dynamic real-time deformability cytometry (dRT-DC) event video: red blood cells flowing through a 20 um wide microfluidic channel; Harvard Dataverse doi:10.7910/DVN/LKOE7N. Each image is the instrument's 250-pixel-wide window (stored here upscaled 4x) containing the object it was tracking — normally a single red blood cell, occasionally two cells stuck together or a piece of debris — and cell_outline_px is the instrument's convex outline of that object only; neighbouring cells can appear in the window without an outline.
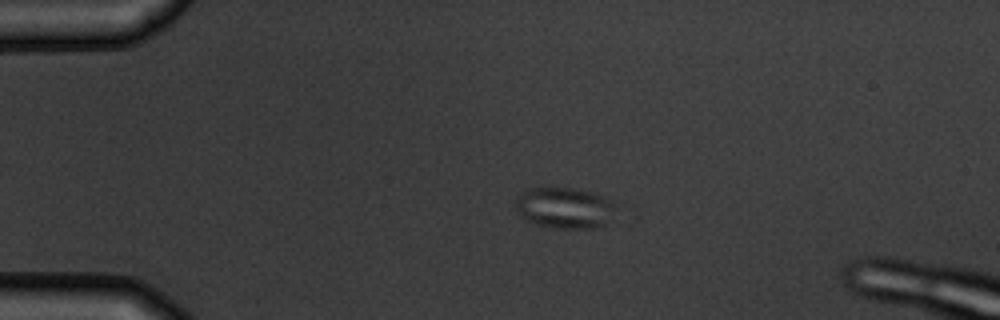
{"species": "common noctule bat (a hibernating species)", "species_latin": "Nyctalus noctula", "temperature_condition": "warm", "stored_images_in_passage": 4, "camera_frame_rate_fps": 3000, "um_per_image_px": 0.085, "animal": {"sex": "male", "body_mass_g": 19.5, "forearm_length_mm": 54.6}, "frame": {"image": 1, "passage_image": 3, "time_ms": 2.333, "image_size_px": [1000, 320], "cell_outline_px": [[616, 208], [604, 224], [592, 228], [552, 228], [536, 224], [520, 216], [516, 208], [516, 196], [532, 188], [572, 188], [592, 192], [604, 196], [616, 204]], "centroid_in_image_um": [47.98, 17.66], "position_along_channel_um": 37.0, "area_um2": 23.76}}